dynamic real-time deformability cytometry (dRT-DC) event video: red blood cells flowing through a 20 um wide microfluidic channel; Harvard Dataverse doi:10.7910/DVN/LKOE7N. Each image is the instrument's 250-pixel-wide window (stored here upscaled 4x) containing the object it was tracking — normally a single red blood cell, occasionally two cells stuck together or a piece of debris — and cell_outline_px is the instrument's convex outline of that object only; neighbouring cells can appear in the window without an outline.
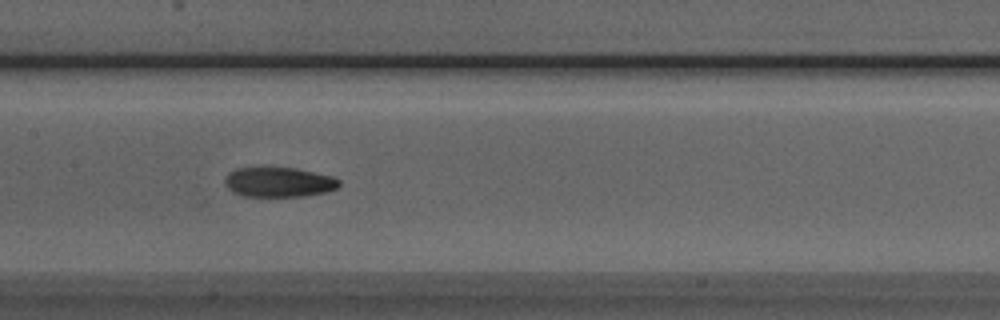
{"species": "Egyptian fruit bat (a non-hibernating species)", "species_latin": "Rousettus aegyptiacus", "temperature_condition": "room temperature", "stored_images_in_passage": 22, "camera_frame_rate_fps": 3000, "um_per_image_px": 0.085, "animal": {"sex": "male"}, "frame": {"image": 1, "passage_image": 16, "time_ms": 5.0, "image_size_px": [1000, 320], "cell_outline_px": [[340, 184], [336, 188], [328, 192], [304, 196], [240, 196], [232, 192], [224, 184], [224, 180], [228, 172], [236, 168], [260, 164], [268, 164], [296, 168], [332, 176], [340, 180]], "centroid_in_image_um": [23.63, 15.42], "position_along_channel_um": 183.8, "area_um2": 20.92}}